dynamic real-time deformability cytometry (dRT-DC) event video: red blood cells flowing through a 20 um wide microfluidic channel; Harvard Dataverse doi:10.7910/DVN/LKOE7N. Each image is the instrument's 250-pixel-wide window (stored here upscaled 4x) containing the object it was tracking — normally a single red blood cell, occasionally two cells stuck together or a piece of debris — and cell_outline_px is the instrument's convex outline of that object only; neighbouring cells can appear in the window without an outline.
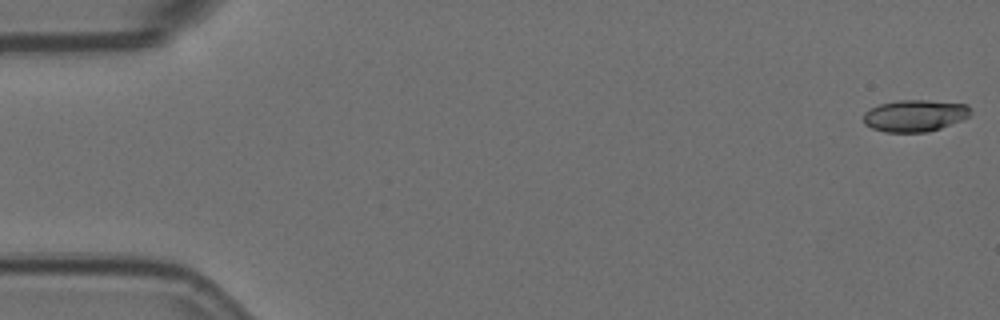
{"species": "Egyptian fruit bat (a non-hibernating species)", "species_latin": "Rousettus aegyptiacus", "temperature_condition": "room temperature", "stored_images_in_passage": 9, "camera_frame_rate_fps": 3000, "um_per_image_px": 0.085, "animal": {"sex": "female"}, "frame": {"image": 1, "passage_image": 1, "time_ms": 0.0, "image_size_px": [1000, 320], "cell_outline_px": [[972, 116], [940, 128], [928, 132], [884, 132], [872, 128], [864, 124], [864, 112], [868, 108], [880, 104], [900, 100], [928, 100], [968, 104], [972, 112]], "centroid_in_image_um": [77.78, 9.82], "position_along_channel_um": 7.2, "area_um2": 20.06}}